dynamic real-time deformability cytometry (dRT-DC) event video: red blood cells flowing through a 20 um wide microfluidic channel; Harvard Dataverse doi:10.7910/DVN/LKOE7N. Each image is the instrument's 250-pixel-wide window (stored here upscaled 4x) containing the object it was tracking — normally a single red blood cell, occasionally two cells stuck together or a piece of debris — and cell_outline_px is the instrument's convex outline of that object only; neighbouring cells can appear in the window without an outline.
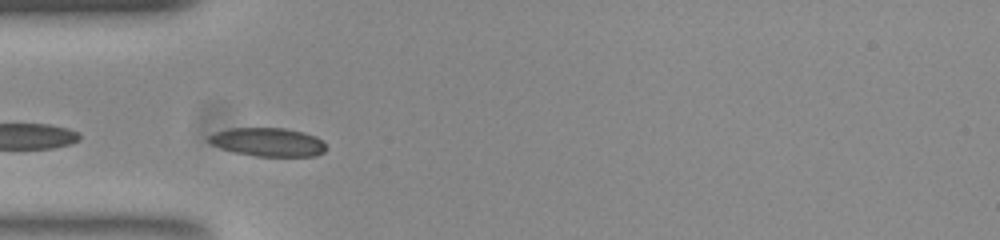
{"species": "common noctule bat (a hibernating species)", "species_latin": "Nyctalus noctula", "temperature_condition": "room temperature", "stored_images_in_passage": 34, "camera_frame_rate_fps": 3000, "um_per_image_px": 0.085, "animal": {"sex": "female", "body_mass_g": 23.0, "forearm_length_mm": 53.4}, "frame": {"image": 1, "passage_image": 4, "time_ms": 1.0, "image_size_px": [1000, 240], "cell_outline_px": [[328, 148], [324, 152], [316, 156], [256, 156], [236, 152], [220, 148], [212, 144], [208, 140], [208, 136], [216, 132], [228, 128], [284, 128], [304, 132], [316, 136]], "centroid_in_image_um": [22.8, 12.07], "position_along_channel_um": 62.2, "area_um2": 19.48}}
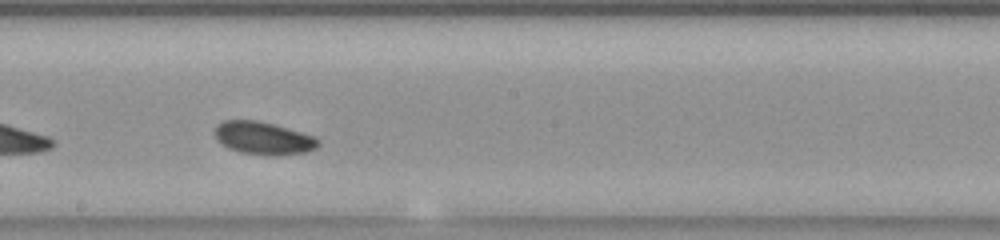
{"frame": {"image": 2, "passage_image": 17, "time_ms": 5.333, "image_size_px": [1000, 240], "cell_outline_px": [[320, 144], [316, 148], [308, 152], [276, 156], [272, 156], [240, 152], [228, 148], [220, 144], [216, 140], [216, 124], [224, 120], [256, 120], [272, 124], [300, 132], [312, 136], [320, 140]], "centroid_in_image_um": [22.37, 11.76], "position_along_channel_um": 225.8, "area_um2": 19.77}}
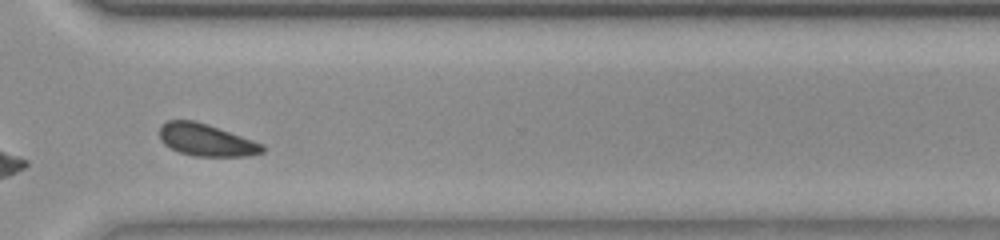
{"frame": {"image": 3, "passage_image": 27, "time_ms": 8.667, "image_size_px": [1000, 240], "cell_outline_px": [[264, 152], [244, 156], [196, 156], [180, 152], [164, 144], [160, 140], [160, 128], [168, 120], [192, 120], [208, 124], [264, 144]], "centroid_in_image_um": [17.54, 11.9], "position_along_channel_um": 353.1, "area_um2": 19.07}, "authors_computed_cell_mechanics": {"area_um2": 19.0162, "velocity_mm_per_s": 3.8103, "shape_relaxation_time_tau1_ms": 1.4944, "shape_relaxation_time_tau2_ms": 4.6307, "deformation_change_tau1": 0.0532, "deformation_change_tau2": 0.086}}